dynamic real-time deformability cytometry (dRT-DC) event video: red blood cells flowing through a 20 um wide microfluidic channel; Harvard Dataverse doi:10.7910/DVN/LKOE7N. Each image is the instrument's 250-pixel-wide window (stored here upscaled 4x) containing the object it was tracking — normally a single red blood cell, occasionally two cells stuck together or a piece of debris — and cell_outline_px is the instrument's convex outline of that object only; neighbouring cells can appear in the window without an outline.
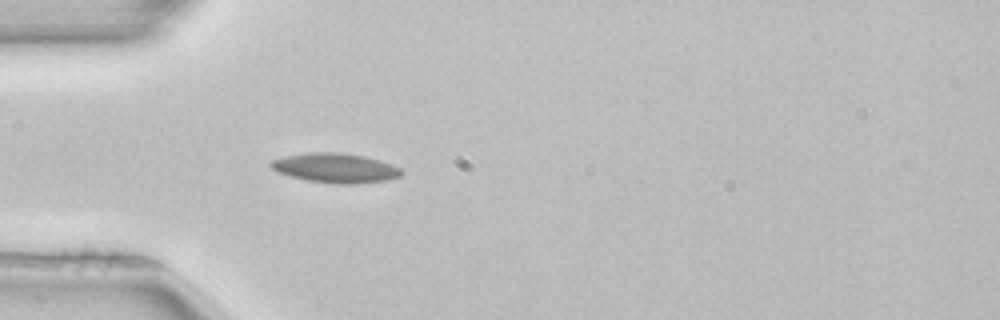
{"species": "common noctule bat (a hibernating species)", "species_latin": "Nyctalus noctula", "temperature_condition": "room temperature", "stored_images_in_passage": 51, "camera_frame_rate_fps": 3000, "um_per_image_px": 0.085, "animal": {"sex": "female", "body_mass_g": 22.7, "forearm_length_mm": 54.2}, "frame": {"image": 1, "passage_image": 15, "time_ms": 4.667, "image_size_px": [1000, 320], "cell_outline_px": [[404, 172], [400, 176], [388, 180], [356, 184], [332, 184], [308, 180], [276, 172], [268, 164], [272, 160], [284, 156], [312, 152], [340, 152], [364, 156], [380, 160], [392, 164], [400, 168]], "centroid_in_image_um": [28.53, 14.28], "position_along_channel_um": 56.5, "area_um2": 22.6}, "authors_computed_cell_mechanics": {"area_um2": 20.0566, "velocity_mm_per_s": 3.983, "shape_relaxation_time_tau1_ms": 5.5511, "shape_relaxation_time_tau2_ms": null, "deformation_change_tau1": 0.1407, "deformation_change_tau2": null}}